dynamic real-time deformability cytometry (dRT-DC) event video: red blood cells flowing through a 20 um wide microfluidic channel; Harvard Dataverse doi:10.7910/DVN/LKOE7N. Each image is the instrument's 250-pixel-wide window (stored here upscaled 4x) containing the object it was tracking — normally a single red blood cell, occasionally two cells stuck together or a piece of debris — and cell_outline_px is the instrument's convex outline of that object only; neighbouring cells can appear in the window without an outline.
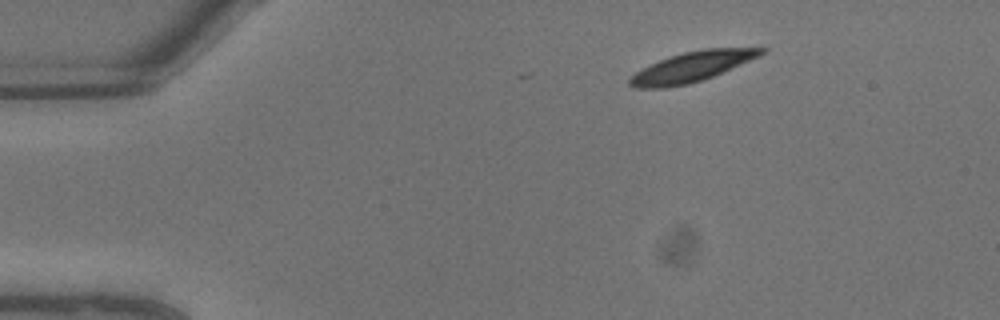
{"species": "common noctule bat (a hibernating species)", "species_latin": "Nyctalus noctula", "temperature_condition": "warm", "stored_images_in_passage": 3, "camera_frame_rate_fps": 3000, "um_per_image_px": 0.085, "animal": {"sex": "male", "body_mass_g": 13.3}, "frame": {"image": 1, "passage_image": 3, "time_ms": 0.667, "image_size_px": [1000, 320], "cell_outline_px": [[768, 52], [760, 56], [712, 76], [688, 84], [664, 88], [636, 88], [628, 84], [628, 80], [636, 72], [668, 56], [684, 52], [704, 48], [768, 48]], "centroid_in_image_um": [58.83, 5.67], "position_along_channel_um": 26.2, "area_um2": 22.72}}